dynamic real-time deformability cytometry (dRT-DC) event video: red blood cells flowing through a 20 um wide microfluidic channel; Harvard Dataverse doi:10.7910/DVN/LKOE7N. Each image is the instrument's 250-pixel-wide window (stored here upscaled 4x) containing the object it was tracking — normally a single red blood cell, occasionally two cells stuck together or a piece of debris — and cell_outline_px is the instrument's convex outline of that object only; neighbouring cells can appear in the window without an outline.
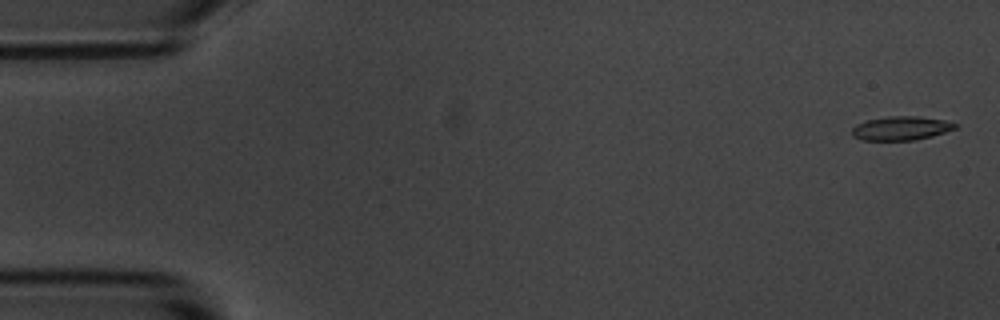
{"species": "common noctule bat (a hibernating species)", "species_latin": "Nyctalus noctula", "temperature_condition": "room temperature", "stored_images_in_passage": 5, "camera_frame_rate_fps": 3000, "um_per_image_px": 0.085, "animal": {"sex": "male", "body_mass_g": 20.1, "forearm_length_mm": 53.5}, "frame": {"image": 1, "passage_image": 1, "time_ms": 0.0, "image_size_px": [1000, 320], "cell_outline_px": [[960, 124], [956, 128], [932, 136], [916, 140], [860, 140], [852, 136], [852, 128], [856, 124], [864, 120], [888, 116], [920, 116], [944, 120]], "centroid_in_image_um": [76.57, 10.89], "position_along_channel_um": 8.4, "area_um2": 14.57}}
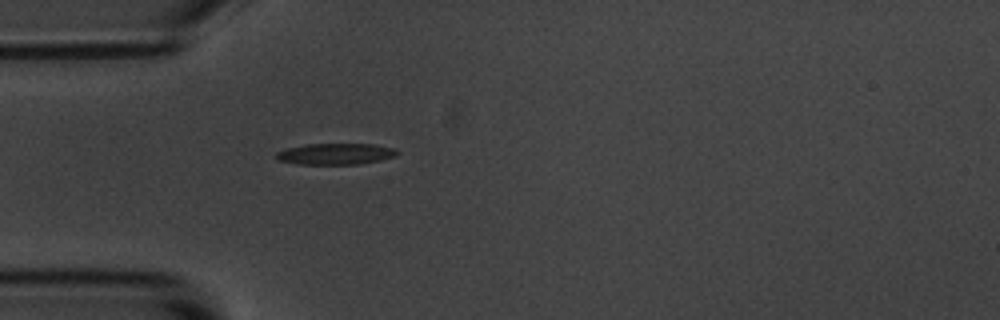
{"frame": {"image": 2, "passage_image": 5, "time_ms": 4.667, "image_size_px": [1000, 320], "cell_outline_px": [[400, 152], [396, 156], [380, 160], [360, 164], [296, 164], [276, 160], [276, 152], [288, 148], [308, 144], [372, 144], [396, 148]], "centroid_in_image_um": [28.55, 13.08], "position_along_channel_um": 56.5, "area_um2": 15.03}}